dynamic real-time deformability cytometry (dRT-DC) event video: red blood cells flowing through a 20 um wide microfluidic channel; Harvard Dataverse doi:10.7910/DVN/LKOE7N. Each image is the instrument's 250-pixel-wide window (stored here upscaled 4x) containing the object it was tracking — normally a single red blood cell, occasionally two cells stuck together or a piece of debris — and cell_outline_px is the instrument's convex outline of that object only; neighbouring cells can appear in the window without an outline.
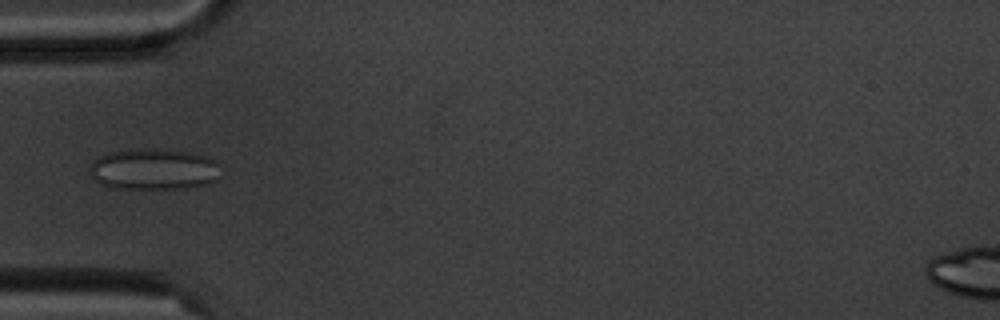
{"species": "common noctule bat (a hibernating species)", "species_latin": "Nyctalus noctula", "temperature_condition": "cold", "stored_images_in_passage": 7, "camera_frame_rate_fps": 3000, "um_per_image_px": 0.085, "animal": {"sex": "male", "body_mass_g": 20.1, "forearm_length_mm": 53.5}, "frame": {"image": 1, "passage_image": 5, "time_ms": 4.667, "image_size_px": [1000, 320], "cell_outline_px": [[220, 180], [208, 184], [184, 188], [112, 188], [100, 184], [88, 172], [88, 168], [92, 160], [108, 152], [136, 148], [156, 148], [192, 152], [208, 156], [216, 160], [220, 164]], "centroid_in_image_um": [13.1, 14.36], "position_along_channel_um": 71.9, "area_um2": 32.25}}
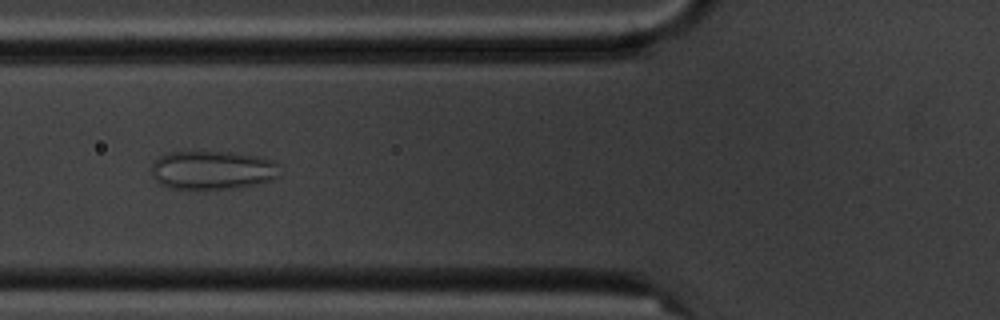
{"frame": {"image": 2, "passage_image": 6, "time_ms": 5.667, "image_size_px": [1000, 320], "cell_outline_px": [[280, 176], [268, 180], [240, 188], [196, 192], [172, 188], [160, 184], [152, 176], [152, 164], [164, 152], [236, 152], [260, 156], [272, 160], [280, 164]], "centroid_in_image_um": [18.07, 14.49], "position_along_channel_um": 107.7, "area_um2": 30.0}}